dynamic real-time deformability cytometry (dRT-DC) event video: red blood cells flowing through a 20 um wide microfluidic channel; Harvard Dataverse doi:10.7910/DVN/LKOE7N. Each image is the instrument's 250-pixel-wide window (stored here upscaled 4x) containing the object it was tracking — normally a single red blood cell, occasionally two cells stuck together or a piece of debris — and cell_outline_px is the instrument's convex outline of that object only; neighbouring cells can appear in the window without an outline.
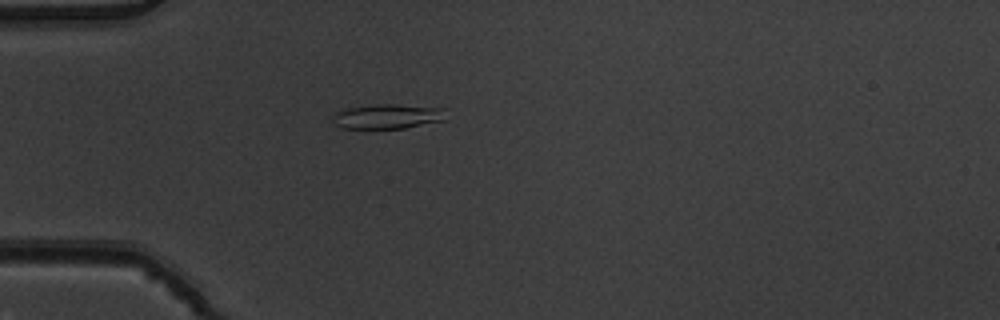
{"species": "common noctule bat (a hibernating species)", "species_latin": "Nyctalus noctula", "temperature_condition": "warm", "stored_images_in_passage": 4, "camera_frame_rate_fps": 3000, "um_per_image_px": 0.085, "animal": {"sex": "male", "body_mass_g": 19.5, "forearm_length_mm": 54.6}, "frame": {"image": 1, "passage_image": 4, "time_ms": 1.0, "image_size_px": [1000, 320], "cell_outline_px": [[448, 120], [404, 128], [340, 128], [332, 124], [332, 116], [336, 112], [348, 108], [376, 104], [396, 104], [444, 108]], "centroid_in_image_um": [32.96, 9.9], "position_along_channel_um": 52.0, "area_um2": 16.53}}